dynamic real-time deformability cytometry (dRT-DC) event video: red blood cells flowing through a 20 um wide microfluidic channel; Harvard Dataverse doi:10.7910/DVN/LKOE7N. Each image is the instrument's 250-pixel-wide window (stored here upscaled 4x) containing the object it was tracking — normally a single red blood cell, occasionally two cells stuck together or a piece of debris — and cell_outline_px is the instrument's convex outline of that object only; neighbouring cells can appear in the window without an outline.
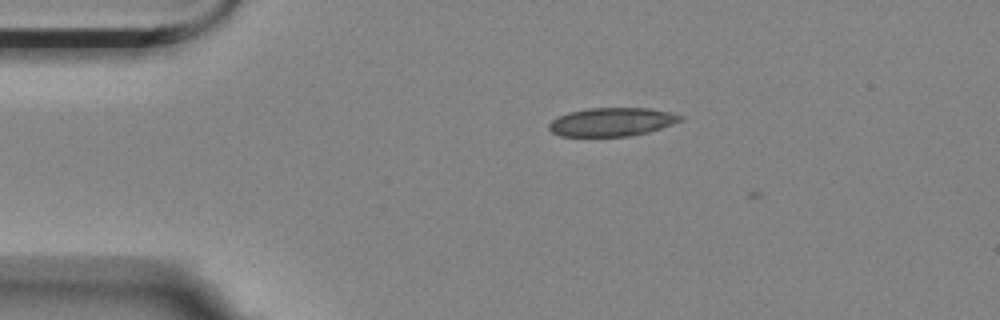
{"species": "Egyptian fruit bat (a non-hibernating species)", "species_latin": "Rousettus aegyptiacus", "temperature_condition": "room temperature", "stored_images_in_passage": 4, "camera_frame_rate_fps": 3000, "um_per_image_px": 0.085, "animal": {"sex": "female"}, "frame": {"image": 1, "passage_image": 3, "time_ms": 0.667, "image_size_px": [1000, 320], "cell_outline_px": [[684, 120], [648, 132], [628, 136], [560, 136], [552, 132], [548, 128], [548, 124], [552, 120], [568, 112], [588, 108], [648, 108], [672, 112], [684, 116]], "centroid_in_image_um": [52.03, 10.36], "position_along_channel_um": 33.0, "area_um2": 21.85}}